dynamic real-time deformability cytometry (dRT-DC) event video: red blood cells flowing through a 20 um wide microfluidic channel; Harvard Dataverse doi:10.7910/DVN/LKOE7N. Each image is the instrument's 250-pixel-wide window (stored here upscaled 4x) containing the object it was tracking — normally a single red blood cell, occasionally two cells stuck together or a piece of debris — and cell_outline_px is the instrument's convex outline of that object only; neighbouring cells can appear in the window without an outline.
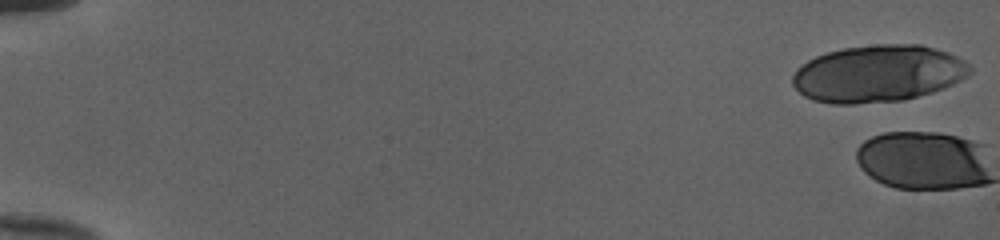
{"species": "human", "species_latin": "Homo sapiens", "temperature_condition": "cold", "stored_images_in_passage": 3, "camera_frame_rate_fps": 3000, "um_per_image_px": 0.085, "donor": {"sex": "female"}, "frame": {"image": 1, "passage_image": 1, "time_ms": 0.0, "image_size_px": [1000, 240], "cell_outline_px": [[972, 72], [968, 76], [944, 88], [932, 92], [904, 100], [852, 104], [832, 104], [812, 100], [804, 96], [792, 84], [792, 76], [796, 68], [808, 60], [816, 56], [828, 52], [844, 48], [876, 44], [920, 44], [936, 48], [948, 52], [972, 64]], "centroid_in_image_um": [74.65, 6.25], "position_along_channel_um": 10.3, "area_um2": 59.36}}